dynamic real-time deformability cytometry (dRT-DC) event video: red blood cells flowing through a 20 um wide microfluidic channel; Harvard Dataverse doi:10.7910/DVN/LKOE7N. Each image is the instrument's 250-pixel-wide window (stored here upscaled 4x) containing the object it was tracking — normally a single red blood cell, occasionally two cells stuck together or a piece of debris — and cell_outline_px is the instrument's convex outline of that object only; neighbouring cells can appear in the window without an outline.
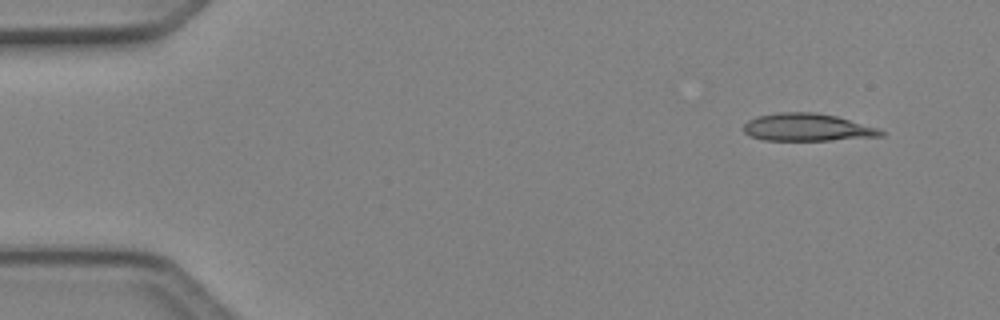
{"species": "Egyptian fruit bat (a non-hibernating species)", "species_latin": "Rousettus aegyptiacus", "temperature_condition": "cold", "stored_images_in_passage": 4, "camera_frame_rate_fps": 3000, "um_per_image_px": 0.085, "animal": {"sex": "female"}, "frame": {"image": 1, "passage_image": 1, "time_ms": 0.0, "image_size_px": [1000, 320], "cell_outline_px": [[884, 136], [832, 140], [764, 140], [748, 136], [744, 132], [744, 124], [748, 120], [756, 116], [780, 112], [816, 112], [836, 116], [876, 128], [884, 132]], "centroid_in_image_um": [68.57, 10.82], "position_along_channel_um": 16.4, "area_um2": 21.96}}
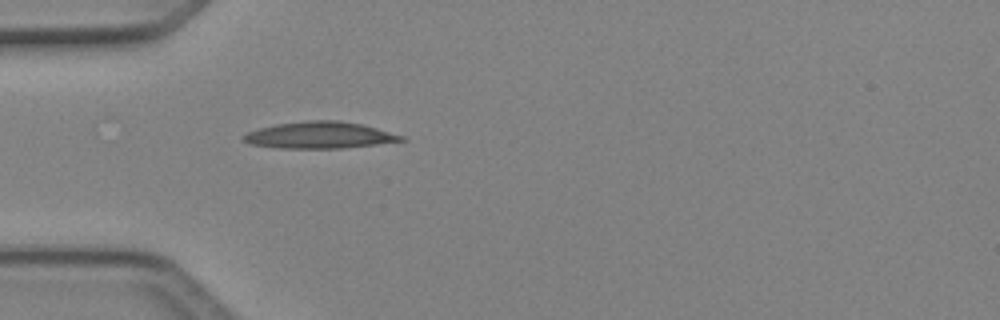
{"frame": {"image": 2, "passage_image": 4, "time_ms": 1.0, "image_size_px": [1000, 320], "cell_outline_px": [[408, 140], [376, 144], [340, 148], [280, 148], [248, 144], [240, 136], [248, 132], [260, 128], [276, 124], [308, 120], [340, 120], [360, 124], [376, 128], [404, 136]], "centroid_in_image_um": [27.14, 11.49], "position_along_channel_um": 57.9, "area_um2": 24.39}}